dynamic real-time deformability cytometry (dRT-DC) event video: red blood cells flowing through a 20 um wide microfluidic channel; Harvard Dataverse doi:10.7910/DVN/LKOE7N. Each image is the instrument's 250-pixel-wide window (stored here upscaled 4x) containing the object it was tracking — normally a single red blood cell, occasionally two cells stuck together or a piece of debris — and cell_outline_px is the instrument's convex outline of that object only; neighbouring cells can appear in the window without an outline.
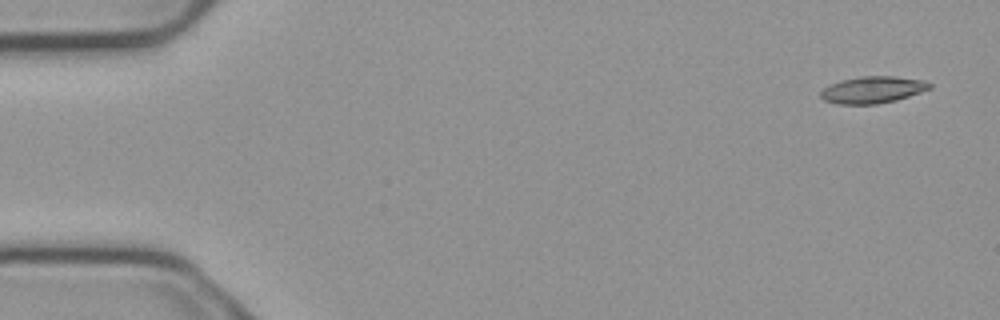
{"species": "common noctule bat (a hibernating species)", "species_latin": "Nyctalus noctula", "temperature_condition": "cold", "stored_images_in_passage": 4, "camera_frame_rate_fps": 3000, "um_per_image_px": 0.085, "animal": {"sex": "male", "body_mass_g": 23.1, "forearm_length_mm": 52.7}, "frame": {"image": 1, "passage_image": 1, "time_ms": 0.0, "image_size_px": [1000, 320], "cell_outline_px": [[932, 88], [896, 100], [876, 104], [836, 104], [824, 100], [820, 96], [820, 92], [824, 88], [832, 84], [844, 80], [864, 76], [892, 76], [924, 80], [932, 84]], "centroid_in_image_um": [74.19, 7.64], "position_along_channel_um": 10.8, "area_um2": 16.82}}
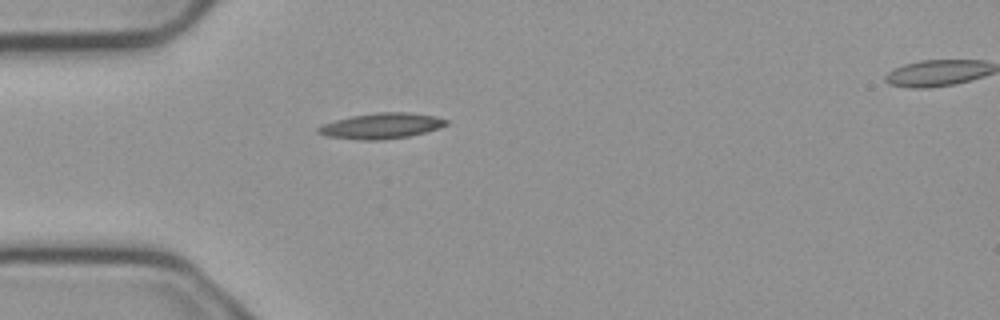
{"frame": {"image": 2, "passage_image": 4, "time_ms": 1.0, "image_size_px": [1000, 320], "cell_outline_px": [[448, 124], [440, 128], [408, 136], [384, 140], [360, 140], [328, 136], [316, 132], [316, 128], [324, 124], [336, 120], [352, 116], [376, 112], [408, 112], [436, 116], [448, 120]], "centroid_in_image_um": [32.44, 10.7], "position_along_channel_um": 52.6, "area_um2": 19.07}}